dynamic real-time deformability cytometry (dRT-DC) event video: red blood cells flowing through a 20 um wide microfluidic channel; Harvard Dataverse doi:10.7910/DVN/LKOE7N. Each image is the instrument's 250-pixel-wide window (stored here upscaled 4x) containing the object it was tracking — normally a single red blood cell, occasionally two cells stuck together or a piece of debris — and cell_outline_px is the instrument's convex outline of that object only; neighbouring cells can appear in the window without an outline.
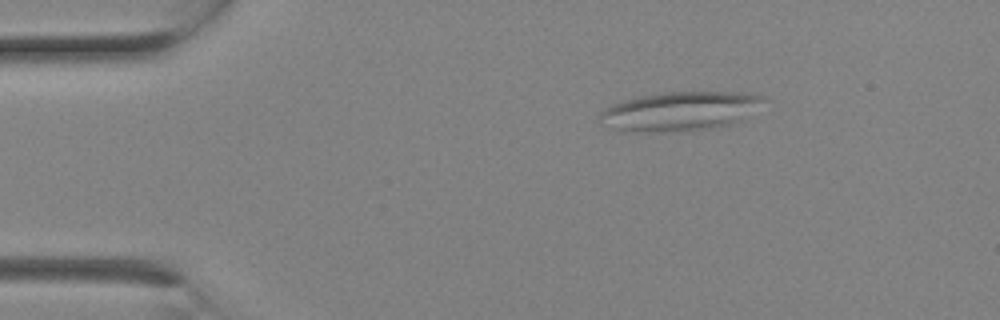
{"species": "Egyptian fruit bat (a non-hibernating species)", "species_latin": "Rousettus aegyptiacus", "temperature_condition": "room temperature", "stored_images_in_passage": 1, "camera_frame_rate_fps": 3000, "um_per_image_px": 0.085, "animal": {"sex": "female"}, "frame": {"image": 1, "passage_image": 1, "time_ms": 0.0, "image_size_px": [1000, 320], "cell_outline_px": [[764, 100], [740, 120], [732, 124], [716, 128], [692, 132], [636, 132], [616, 128], [600, 124], [600, 112], [616, 104], [640, 96], [664, 92], [752, 92], [764, 96]], "centroid_in_image_um": [57.83, 9.47], "position_along_channel_um": 27.2, "area_um2": 37.22}}